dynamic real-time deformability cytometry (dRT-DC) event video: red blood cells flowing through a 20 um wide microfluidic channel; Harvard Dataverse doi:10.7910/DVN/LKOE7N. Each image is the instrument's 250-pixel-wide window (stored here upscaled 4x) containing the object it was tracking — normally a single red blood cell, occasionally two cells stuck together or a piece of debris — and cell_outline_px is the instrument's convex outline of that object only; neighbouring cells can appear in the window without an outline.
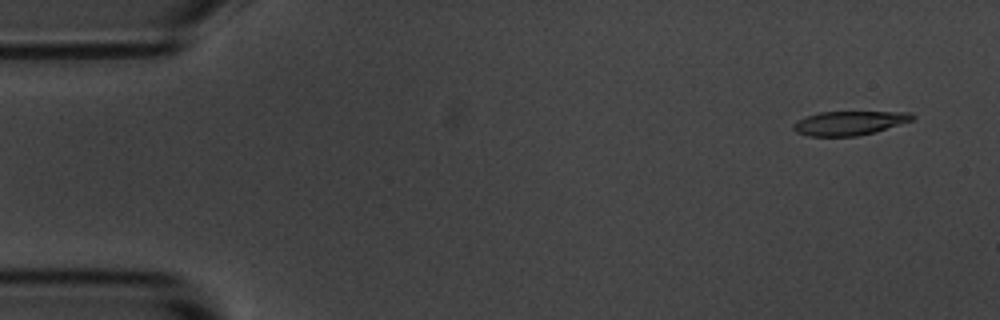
{"species": "common noctule bat (a hibernating species)", "species_latin": "Nyctalus noctula", "temperature_condition": "room temperature", "stored_images_in_passage": 8, "camera_frame_rate_fps": 3000, "um_per_image_px": 0.085, "animal": {"sex": "male", "body_mass_g": 20.1, "forearm_length_mm": 53.5}, "frame": {"image": 1, "passage_image": 1, "time_ms": 0.0, "image_size_px": [1000, 320], "cell_outline_px": [[916, 116], [912, 120], [876, 132], [856, 136], [808, 136], [796, 132], [792, 128], [792, 124], [796, 120], [804, 116], [820, 112], [912, 112]], "centroid_in_image_um": [72.15, 10.46], "position_along_channel_um": 12.8, "area_um2": 16.82}}
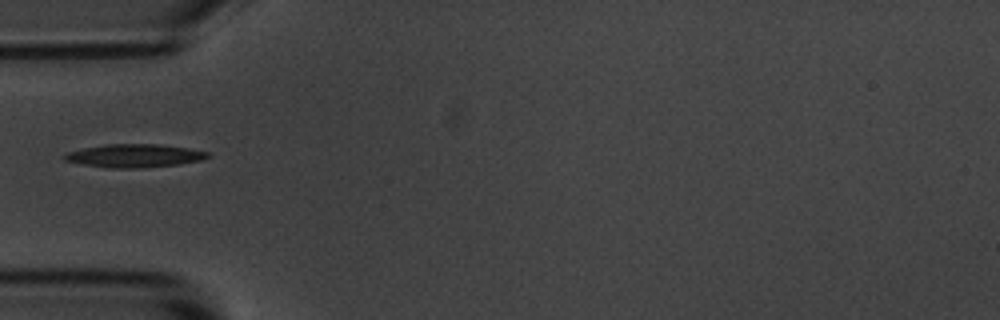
{"frame": {"image": 2, "passage_image": 5, "time_ms": 1.333, "image_size_px": [1000, 320], "cell_outline_px": [[208, 156], [200, 160], [180, 164], [136, 168], [112, 168], [84, 164], [64, 160], [60, 156], [68, 152], [84, 148], [108, 144], [156, 144], [188, 148], [208, 152]], "centroid_in_image_um": [11.39, 13.23], "position_along_channel_um": 73.6, "area_um2": 19.07}}
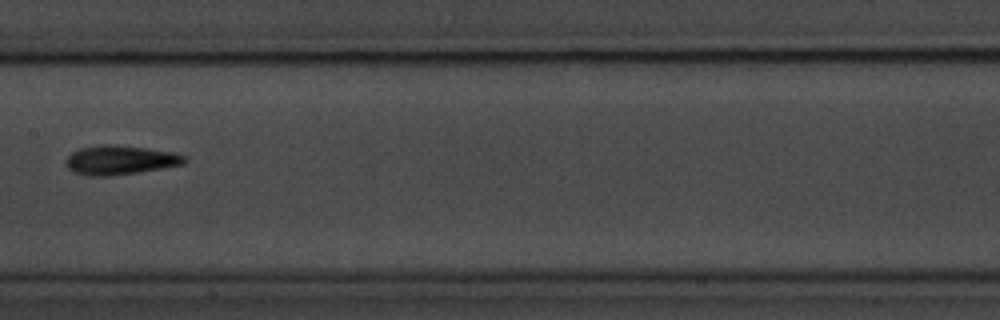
{"frame": {"image": 3, "passage_image": 8, "time_ms": 2.333, "image_size_px": [1000, 320], "cell_outline_px": [[188, 160], [184, 164], [164, 168], [140, 172], [112, 176], [88, 176], [72, 172], [64, 164], [64, 160], [72, 152], [80, 148], [104, 144], [116, 144], [148, 148], [176, 152], [188, 156]], "centroid_in_image_um": [10.24, 13.6], "position_along_channel_um": 197.2, "area_um2": 20.75}}